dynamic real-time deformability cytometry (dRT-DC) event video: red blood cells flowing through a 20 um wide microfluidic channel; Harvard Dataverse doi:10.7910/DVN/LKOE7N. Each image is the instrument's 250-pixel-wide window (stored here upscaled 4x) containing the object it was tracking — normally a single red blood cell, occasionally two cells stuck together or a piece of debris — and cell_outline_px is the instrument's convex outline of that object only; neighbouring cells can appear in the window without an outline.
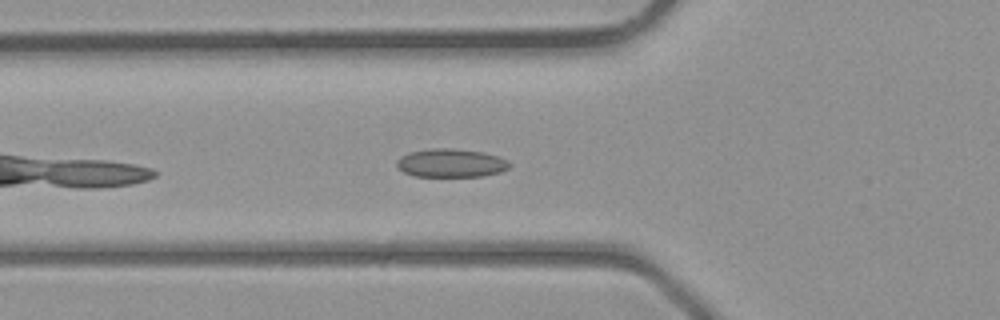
{"species": "common noctule bat (a hibernating species)", "species_latin": "Nyctalus noctula", "temperature_condition": "room temperature", "stored_images_in_passage": 18, "camera_frame_rate_fps": 3000, "um_per_image_px": 0.085, "animal": {"sex": "male", "body_mass_g": 23.1, "forearm_length_mm": 52.7}, "frame": {"image": 1, "passage_image": 5, "time_ms": 1.333, "image_size_px": [1000, 320], "cell_outline_px": [[512, 164], [508, 168], [500, 172], [484, 176], [412, 176], [404, 172], [396, 164], [396, 160], [400, 156], [408, 152], [432, 148], [456, 148], [484, 152], [500, 156], [508, 160]], "centroid_in_image_um": [38.35, 13.84], "position_along_channel_um": 87.4, "area_um2": 18.96}}
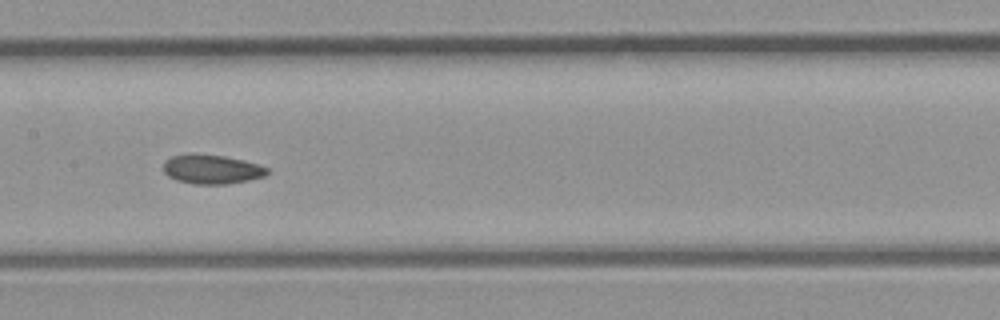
{"frame": {"image": 2, "passage_image": 11, "time_ms": 3.333, "image_size_px": [1000, 320], "cell_outline_px": [[268, 172], [264, 176], [248, 180], [228, 184], [196, 184], [176, 180], [168, 176], [164, 172], [164, 160], [172, 156], [192, 152], [196, 152], [224, 156], [244, 160], [260, 164], [268, 168]], "centroid_in_image_um": [17.98, 14.36], "position_along_channel_um": 189.4, "area_um2": 17.98}}
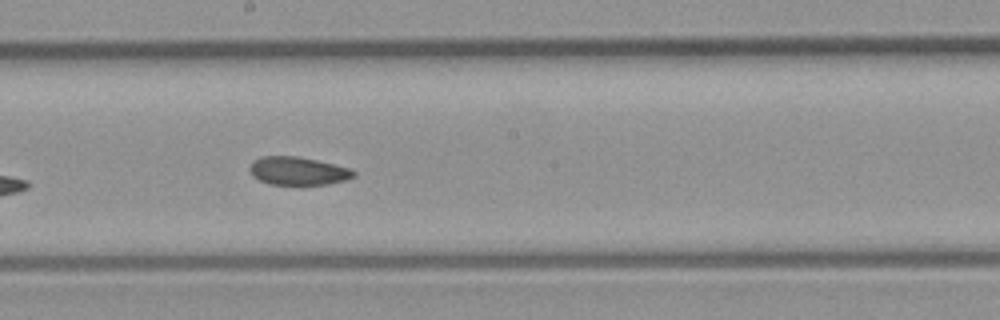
{"frame": {"image": 3, "passage_image": 13, "time_ms": 4.0, "image_size_px": [1000, 320], "cell_outline_px": [[356, 176], [344, 180], [328, 184], [268, 184], [252, 176], [248, 168], [252, 160], [260, 156], [296, 156], [316, 160], [352, 168], [356, 172]], "centroid_in_image_um": [25.31, 14.52], "position_along_channel_um": 222.9, "area_um2": 17.17}}